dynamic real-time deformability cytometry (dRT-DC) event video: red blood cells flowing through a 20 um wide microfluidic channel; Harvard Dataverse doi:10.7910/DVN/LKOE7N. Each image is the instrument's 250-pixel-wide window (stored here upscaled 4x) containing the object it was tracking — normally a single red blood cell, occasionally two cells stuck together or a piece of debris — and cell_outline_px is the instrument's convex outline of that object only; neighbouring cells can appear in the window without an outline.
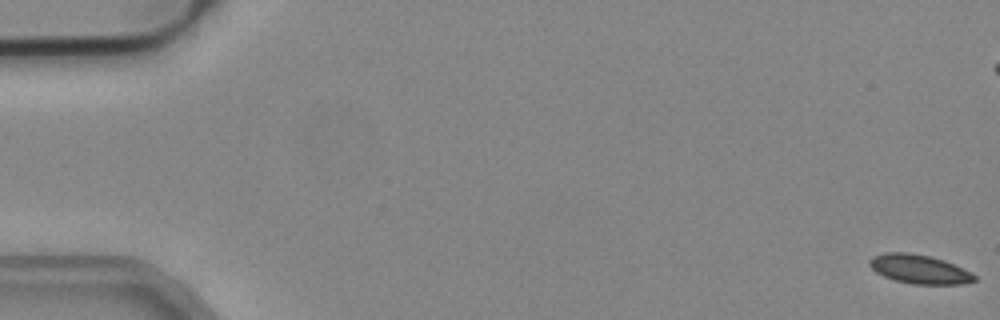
{"species": "common noctule bat (a hibernating species)", "species_latin": "Nyctalus noctula", "temperature_condition": "cold", "stored_images_in_passage": 12, "camera_frame_rate_fps": 3000, "um_per_image_px": 0.085, "animal": {"sex": "male", "body_mass_g": 19.2, "forearm_length_mm": 51.8}, "frame": {"image": 1, "passage_image": 1, "time_ms": 0.0, "image_size_px": [1000, 320], "cell_outline_px": [[976, 280], [964, 284], [912, 284], [896, 280], [884, 276], [876, 272], [868, 264], [868, 260], [872, 256], [884, 252], [908, 252], [928, 256], [944, 260], [972, 272], [976, 276]], "centroid_in_image_um": [78.13, 22.87], "position_along_channel_um": 6.9, "area_um2": 17.74}}